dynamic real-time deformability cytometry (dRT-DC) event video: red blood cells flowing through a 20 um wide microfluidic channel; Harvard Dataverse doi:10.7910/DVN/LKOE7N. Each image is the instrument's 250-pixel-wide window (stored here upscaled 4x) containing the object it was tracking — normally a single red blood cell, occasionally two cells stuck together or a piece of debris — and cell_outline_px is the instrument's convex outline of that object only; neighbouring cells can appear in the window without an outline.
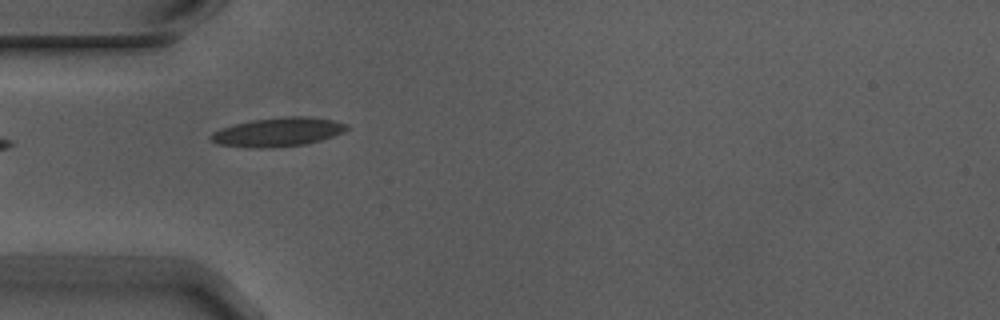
{"species": "Egyptian fruit bat (a non-hibernating species)", "species_latin": "Rousettus aegyptiacus", "temperature_condition": "warm", "stored_images_in_passage": 5, "camera_frame_rate_fps": 3000, "um_per_image_px": 0.085, "animal": {"sex": "male"}, "frame": {"image": 1, "passage_image": 5, "time_ms": 1.333, "image_size_px": [1000, 320], "cell_outline_px": [[348, 128], [344, 132], [320, 140], [304, 144], [268, 148], [248, 148], [216, 144], [208, 136], [212, 132], [220, 128], [252, 120], [284, 116], [304, 116], [332, 120], [348, 124]], "centroid_in_image_um": [23.58, 11.23], "position_along_channel_um": 61.4, "area_um2": 22.89}}